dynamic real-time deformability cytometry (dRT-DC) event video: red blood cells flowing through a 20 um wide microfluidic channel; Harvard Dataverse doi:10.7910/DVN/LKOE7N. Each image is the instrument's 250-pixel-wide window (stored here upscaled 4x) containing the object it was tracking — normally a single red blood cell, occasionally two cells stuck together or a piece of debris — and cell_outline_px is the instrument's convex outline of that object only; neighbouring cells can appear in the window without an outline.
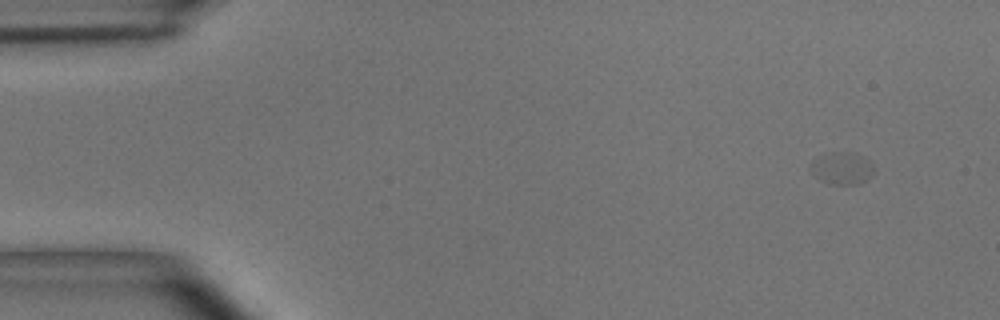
{"species": "common noctule bat (a hibernating species)", "species_latin": "Nyctalus noctula", "temperature_condition": "room temperature", "stored_images_in_passage": 9, "segment_of_instrument_passage": [1, 2], "camera_frame_rate_fps": 3000, "um_per_image_px": 0.085, "animal": {"sex": "male", "body_mass_g": 15.6}, "frame": {"image": 1, "passage_image": 2, "time_ms": 0.333, "image_size_px": [1000, 320], "cell_outline_px": [[872, 176], [864, 180], [848, 184], [836, 184], [824, 180], [816, 176], [812, 172], [812, 160], [820, 156], [836, 152], [844, 152], [864, 156], [872, 160]], "centroid_in_image_um": [71.61, 14.27], "position_along_channel_um": 13.4, "area_um2": 11.27}}